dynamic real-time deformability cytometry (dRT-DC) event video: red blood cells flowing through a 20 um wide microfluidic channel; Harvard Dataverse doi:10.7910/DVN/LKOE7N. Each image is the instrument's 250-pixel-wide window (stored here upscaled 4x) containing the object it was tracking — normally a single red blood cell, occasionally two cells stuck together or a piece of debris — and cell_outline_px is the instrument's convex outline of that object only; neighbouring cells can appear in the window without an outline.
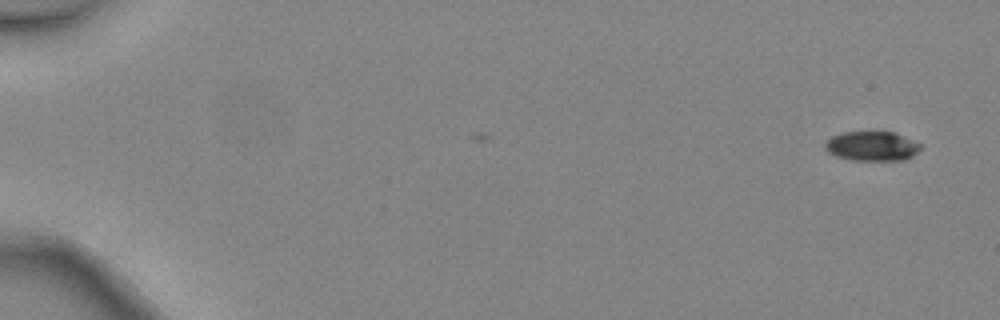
{"species": "common noctule bat (a hibernating species)", "species_latin": "Nyctalus noctula", "temperature_condition": "warm", "stored_images_in_passage": 6, "camera_frame_rate_fps": 3000, "um_per_image_px": 0.085, "animal": {"sex": "female", "body_mass_g": 24.6, "forearm_length_mm": 56.2}, "frame": {"image": 1, "passage_image": 1, "time_ms": 0.0, "image_size_px": [1000, 320], "cell_outline_px": [[920, 148], [912, 156], [904, 160], [852, 160], [836, 156], [828, 152], [824, 148], [824, 144], [832, 136], [840, 132], [896, 132], [920, 144]], "centroid_in_image_um": [74.08, 12.42], "position_along_channel_um": 10.9, "area_um2": 16.36}}
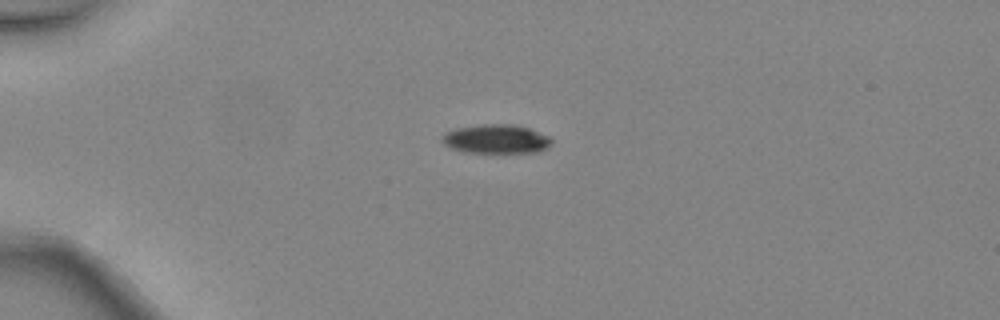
{"frame": {"image": 2, "passage_image": 4, "time_ms": 1.0, "image_size_px": [1000, 320], "cell_outline_px": [[552, 144], [540, 152], [464, 152], [452, 148], [444, 144], [440, 140], [444, 132], [456, 128], [484, 124], [512, 124], [528, 128], [548, 136], [552, 140]], "centroid_in_image_um": [42.15, 11.81], "position_along_channel_um": 42.8, "area_um2": 18.44}}
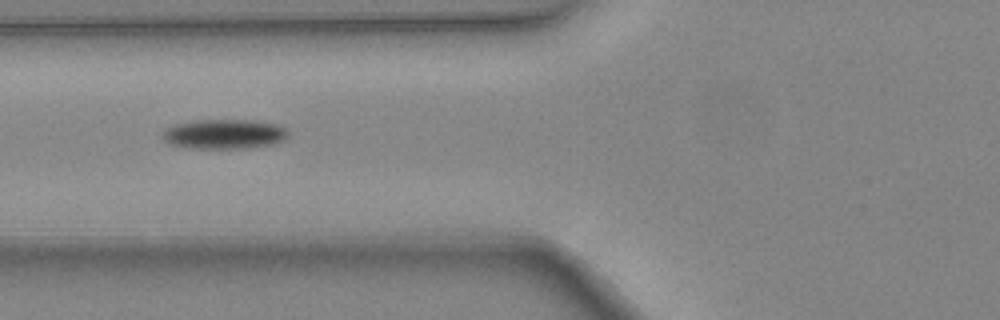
{"frame": {"image": 3, "passage_image": 6, "time_ms": 1.667, "image_size_px": [1000, 320], "cell_outline_px": [[288, 136], [284, 140], [272, 144], [248, 148], [184, 148], [168, 144], [160, 136], [172, 124], [192, 120], [252, 120], [276, 124], [288, 128]], "centroid_in_image_um": [19.03, 11.39], "position_along_channel_um": 106.8, "area_um2": 22.02}}